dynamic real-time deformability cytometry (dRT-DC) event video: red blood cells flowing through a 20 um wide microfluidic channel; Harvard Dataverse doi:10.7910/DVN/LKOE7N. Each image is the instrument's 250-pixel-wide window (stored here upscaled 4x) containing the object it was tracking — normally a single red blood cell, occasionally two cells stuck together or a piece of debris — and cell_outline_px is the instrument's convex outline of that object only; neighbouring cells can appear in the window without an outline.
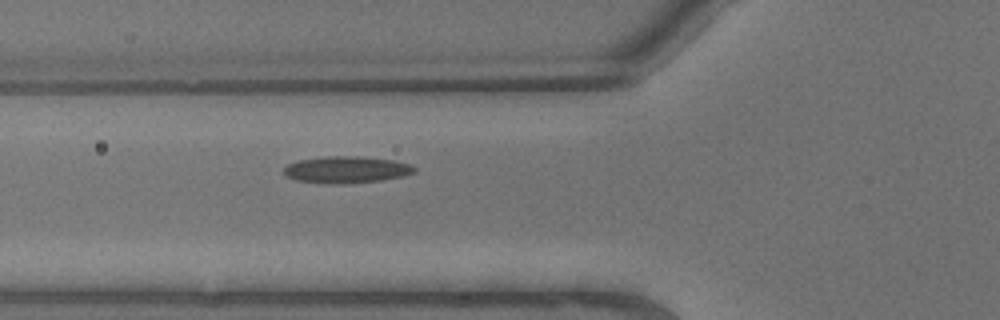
{"species": "common noctule bat (a hibernating species)", "species_latin": "Nyctalus noctula", "temperature_condition": "warm", "stored_images_in_passage": 2, "camera_frame_rate_fps": 3000, "um_per_image_px": 0.085, "animal": {"sex": "male", "body_mass_g": 13.3}, "frame": {"image": 1, "passage_image": 2, "time_ms": 0.333, "image_size_px": [1000, 320], "cell_outline_px": [[416, 172], [404, 176], [380, 180], [296, 180], [288, 176], [284, 172], [284, 168], [288, 164], [300, 160], [328, 156], [356, 156], [392, 160], [408, 164], [416, 168]], "centroid_in_image_um": [29.51, 14.35], "position_along_channel_um": 96.3, "area_um2": 18.73}}